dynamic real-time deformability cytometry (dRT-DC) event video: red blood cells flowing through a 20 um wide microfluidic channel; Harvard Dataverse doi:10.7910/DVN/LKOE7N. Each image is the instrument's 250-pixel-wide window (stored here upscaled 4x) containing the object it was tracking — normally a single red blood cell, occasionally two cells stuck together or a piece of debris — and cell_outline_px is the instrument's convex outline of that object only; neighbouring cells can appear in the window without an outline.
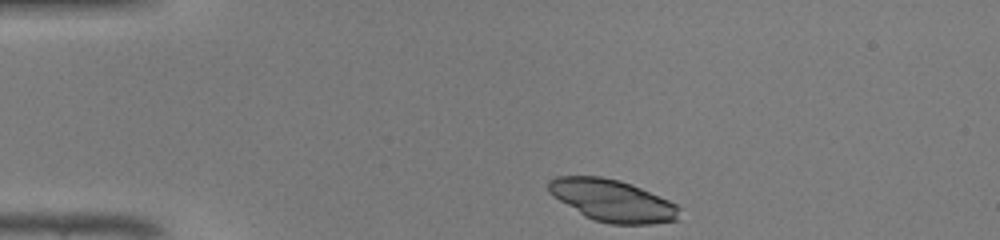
{"species": "common noctule bat (a hibernating species)", "species_latin": "Nyctalus noctula", "temperature_condition": "warm", "stored_images_in_passage": 35, "camera_frame_rate_fps": 3000, "um_per_image_px": 0.085, "animal": {"sex": "male", "body_mass_g": 19.0, "forearm_length_mm": 50.8}, "frame": {"image": 1, "passage_image": 1, "time_ms": 0.0, "image_size_px": [1000, 240], "cell_outline_px": [[680, 220], [652, 224], [612, 224], [592, 220], [584, 216], [552, 196], [548, 192], [548, 180], [556, 176], [600, 176], [620, 180], [632, 184], [668, 200], [676, 204], [680, 208]], "centroid_in_image_um": [52.05, 17.05], "position_along_channel_um": 33.0, "area_um2": 32.25}}